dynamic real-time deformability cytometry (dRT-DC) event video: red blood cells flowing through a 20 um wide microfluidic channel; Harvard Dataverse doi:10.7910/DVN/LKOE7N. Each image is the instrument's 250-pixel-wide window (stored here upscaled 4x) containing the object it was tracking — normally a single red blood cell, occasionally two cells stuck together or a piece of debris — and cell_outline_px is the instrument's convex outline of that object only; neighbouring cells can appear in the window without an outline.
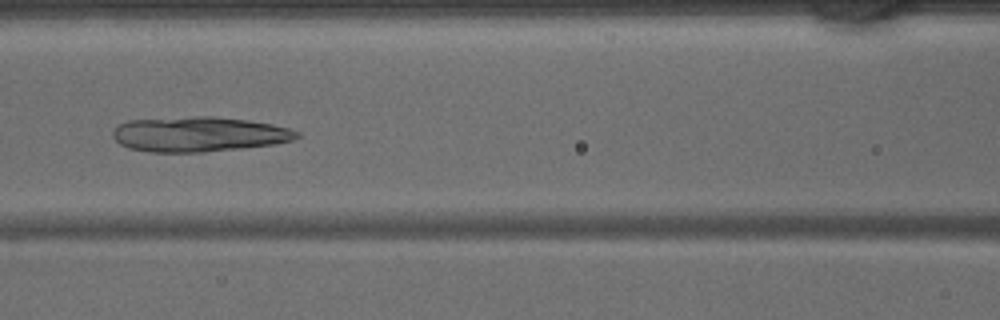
{"species": "common noctule bat (a hibernating species)", "species_latin": "Nyctalus noctula", "temperature_condition": "warm", "stored_images_in_passage": 34, "camera_frame_rate_fps": 3000, "um_per_image_px": 0.085, "animal": {"sex": "male", "body_mass_g": 15.6}, "frame": {"image": 1, "passage_image": 9, "time_ms": 2.667, "image_size_px": [1000, 320], "cell_outline_px": [[300, 136], [292, 140], [276, 144], [204, 152], [148, 152], [128, 148], [120, 144], [112, 136], [112, 132], [120, 124], [128, 120], [196, 116], [216, 116], [248, 120], [272, 124], [288, 128], [300, 132]], "centroid_in_image_um": [16.91, 11.41], "position_along_channel_um": 149.7, "area_um2": 37.63}}
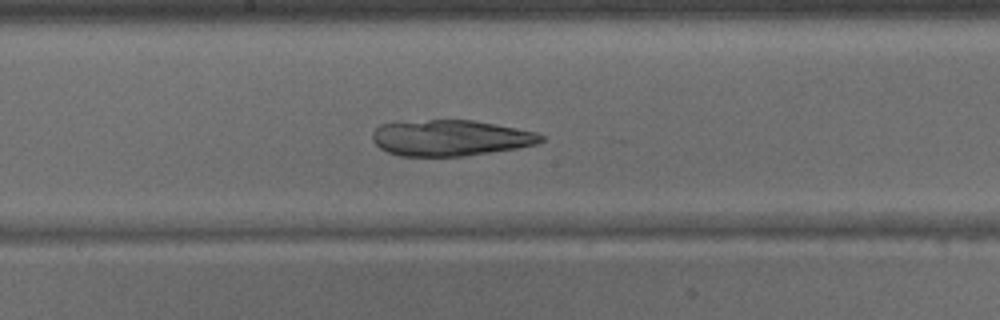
{"frame": {"image": 2, "passage_image": 13, "time_ms": 4.0, "image_size_px": [1000, 320], "cell_outline_px": [[544, 140], [536, 144], [516, 148], [464, 156], [400, 156], [388, 152], [380, 148], [372, 140], [372, 132], [380, 124], [428, 120], [472, 120], [536, 132], [544, 136]], "centroid_in_image_um": [38.26, 11.73], "position_along_channel_um": 209.9, "area_um2": 35.03}}
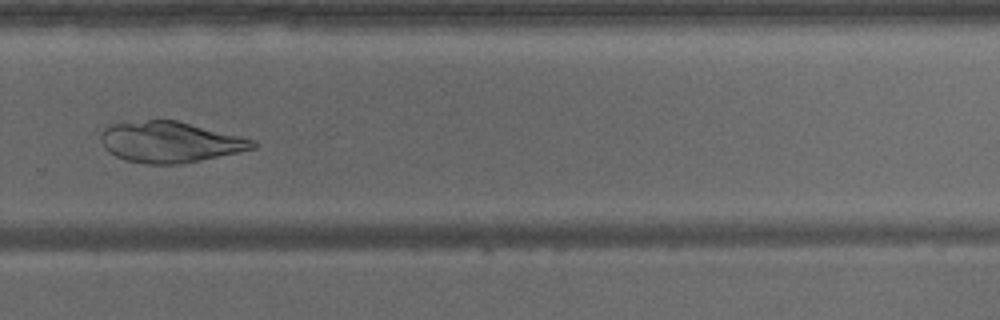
{"frame": {"image": 3, "passage_image": 20, "time_ms": 6.333, "image_size_px": [1000, 320], "cell_outline_px": [[256, 148], [200, 160], [180, 164], [144, 164], [124, 160], [108, 152], [104, 148], [100, 140], [100, 132], [108, 124], [148, 120], [176, 120], [256, 140]], "centroid_in_image_um": [14.39, 12.07], "position_along_channel_um": 315.4, "area_um2": 36.24}}